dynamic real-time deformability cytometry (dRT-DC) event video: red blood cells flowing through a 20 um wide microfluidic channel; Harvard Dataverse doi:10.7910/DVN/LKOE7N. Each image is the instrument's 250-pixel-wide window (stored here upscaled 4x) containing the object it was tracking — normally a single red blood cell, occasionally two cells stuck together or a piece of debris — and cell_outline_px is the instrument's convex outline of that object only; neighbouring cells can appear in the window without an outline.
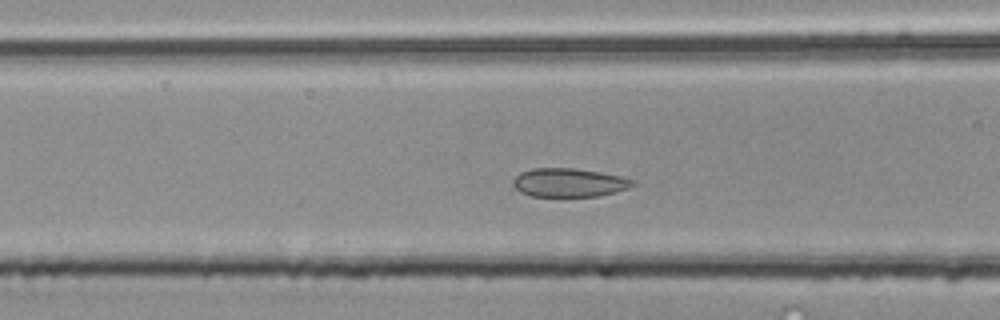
{"species": "common noctule bat (a hibernating species)", "species_latin": "Nyctalus noctula", "temperature_condition": "room temperature", "stored_images_in_passage": 33, "camera_frame_rate_fps": 3000, "um_per_image_px": 0.085, "animal": {"sex": "male", "body_mass_g": 20.4}, "frame": {"image": 1, "passage_image": 10, "time_ms": 3.0, "image_size_px": [1000, 320], "cell_outline_px": [[636, 184], [628, 188], [616, 192], [600, 196], [532, 196], [520, 192], [512, 184], [512, 180], [520, 172], [532, 168], [572, 168], [600, 172], [620, 176], [636, 180]], "centroid_in_image_um": [48.38, 15.52], "position_along_channel_um": 118.2, "area_um2": 20.06}}
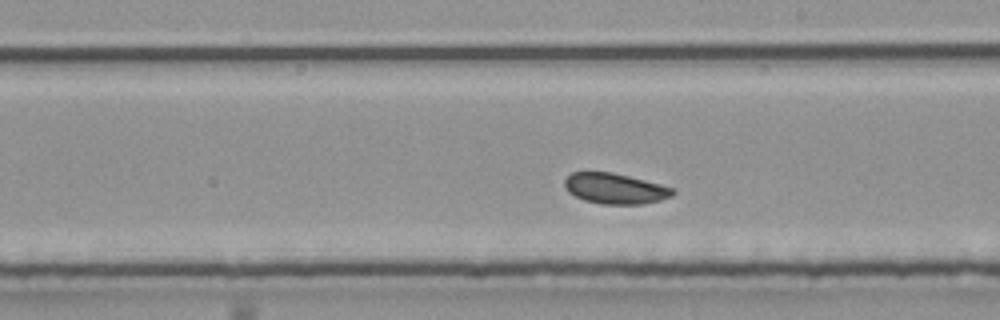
{"frame": {"image": 2, "passage_image": 19, "time_ms": 6.0, "image_size_px": [1000, 320], "cell_outline_px": [[676, 192], [672, 196], [660, 200], [640, 204], [600, 204], [584, 200], [568, 192], [564, 188], [564, 180], [572, 172], [612, 172], [676, 188]], "centroid_in_image_um": [52.28, 16.03], "position_along_channel_um": 236.7, "area_um2": 19.31}, "authors_computed_cell_mechanics": {"area_um2": 19.8254, "velocity_mm_per_s": 3.9562, "shape_relaxation_time_tau1_ms": 5.4613, "shape_relaxation_time_tau2_ms": 1.3391, "deformation_change_tau1": 0.0868, "deformation_change_tau2": 0.0741}}